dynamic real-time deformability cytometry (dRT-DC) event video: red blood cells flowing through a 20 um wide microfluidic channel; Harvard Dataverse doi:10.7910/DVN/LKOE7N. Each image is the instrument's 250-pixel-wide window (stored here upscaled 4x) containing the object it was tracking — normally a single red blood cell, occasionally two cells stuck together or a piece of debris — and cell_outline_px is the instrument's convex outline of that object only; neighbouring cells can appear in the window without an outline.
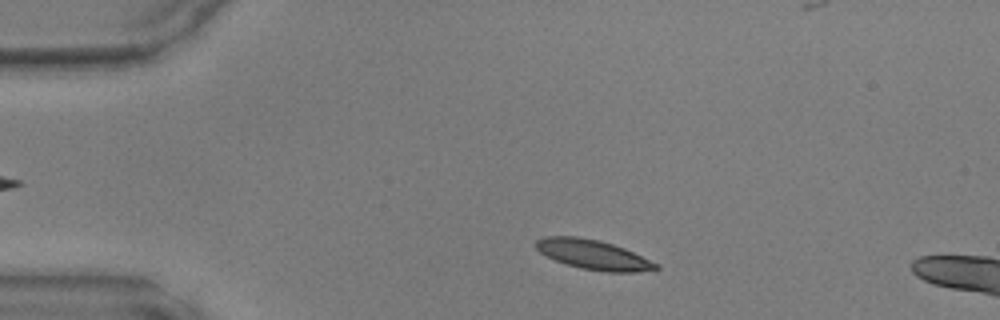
{"species": "common noctule bat (a hibernating species)", "species_latin": "Nyctalus noctula", "temperature_condition": "warm", "stored_images_in_passage": 8, "camera_frame_rate_fps": 3000, "um_per_image_px": 0.085, "animal": {"sex": "male", "body_mass_g": 17.9, "forearm_length_mm": 54.2}, "frame": {"image": 1, "passage_image": 4, "time_ms": 1.0, "image_size_px": [1000, 320], "cell_outline_px": [[660, 268], [636, 272], [604, 272], [580, 268], [556, 260], [540, 252], [536, 248], [536, 240], [544, 236], [576, 236], [600, 240], [624, 248], [660, 264]], "centroid_in_image_um": [50.44, 21.64], "position_along_channel_um": 34.6, "area_um2": 20.63}}